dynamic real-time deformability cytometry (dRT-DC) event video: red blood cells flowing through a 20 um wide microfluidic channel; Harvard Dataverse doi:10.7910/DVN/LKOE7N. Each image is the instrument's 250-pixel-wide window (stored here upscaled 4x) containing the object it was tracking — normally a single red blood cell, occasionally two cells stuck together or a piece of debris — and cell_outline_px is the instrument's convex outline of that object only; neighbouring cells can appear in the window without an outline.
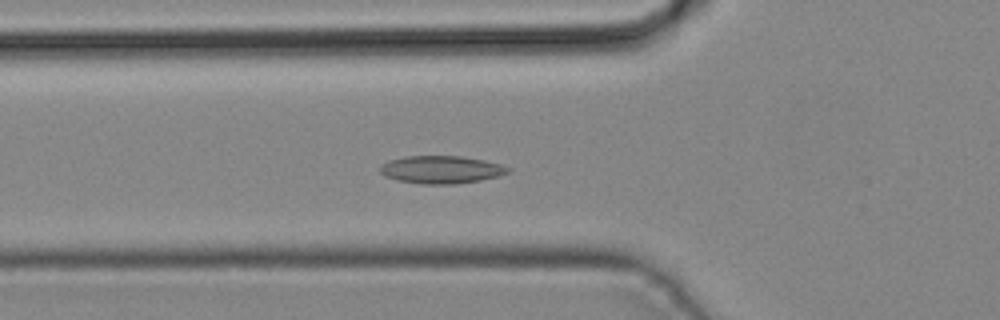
{"species": "common noctule bat (a hibernating species)", "species_latin": "Nyctalus noctula", "temperature_condition": "cold", "stored_images_in_passage": 38, "camera_frame_rate_fps": 3000, "um_per_image_px": 0.085, "animal": {"sex": "male", "body_mass_g": 19.2, "forearm_length_mm": 51.8}, "frame": {"image": 1, "passage_image": 10, "time_ms": 3.0, "image_size_px": [1000, 320], "cell_outline_px": [[512, 168], [508, 172], [496, 176], [480, 180], [452, 184], [420, 184], [400, 180], [384, 176], [380, 172], [380, 164], [388, 160], [408, 156], [464, 156], [484, 160], [500, 164]], "centroid_in_image_um": [37.48, 14.41], "position_along_channel_um": 88.3, "area_um2": 20.58}}
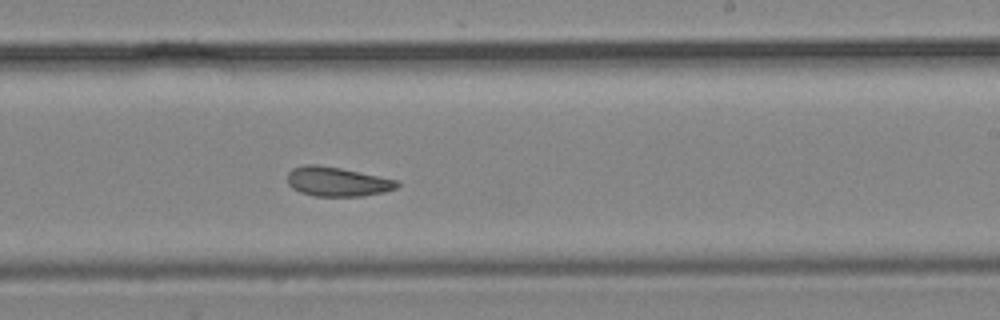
{"frame": {"image": 2, "passage_image": 21, "time_ms": 6.667, "image_size_px": [1000, 320], "cell_outline_px": [[400, 184], [396, 188], [384, 192], [364, 196], [316, 196], [300, 192], [292, 188], [288, 184], [288, 172], [292, 168], [304, 164], [320, 164], [340, 168], [396, 180]], "centroid_in_image_um": [28.63, 15.43], "position_along_channel_um": 260.4, "area_um2": 18.73}}
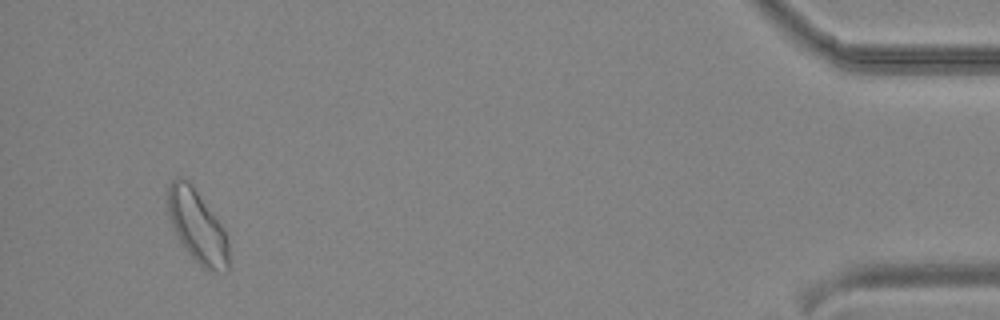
{"frame": {"image": 3, "passage_image": 36, "time_ms": 11.667, "image_size_px": [1000, 320], "cell_outline_px": [[228, 272], [216, 272], [204, 268], [188, 252], [180, 240], [168, 216], [168, 184], [176, 176], [180, 176], [188, 180], [224, 228], [228, 236]], "centroid_in_image_um": [16.78, 19.23], "position_along_channel_um": 418.4, "area_um2": 25.49}}